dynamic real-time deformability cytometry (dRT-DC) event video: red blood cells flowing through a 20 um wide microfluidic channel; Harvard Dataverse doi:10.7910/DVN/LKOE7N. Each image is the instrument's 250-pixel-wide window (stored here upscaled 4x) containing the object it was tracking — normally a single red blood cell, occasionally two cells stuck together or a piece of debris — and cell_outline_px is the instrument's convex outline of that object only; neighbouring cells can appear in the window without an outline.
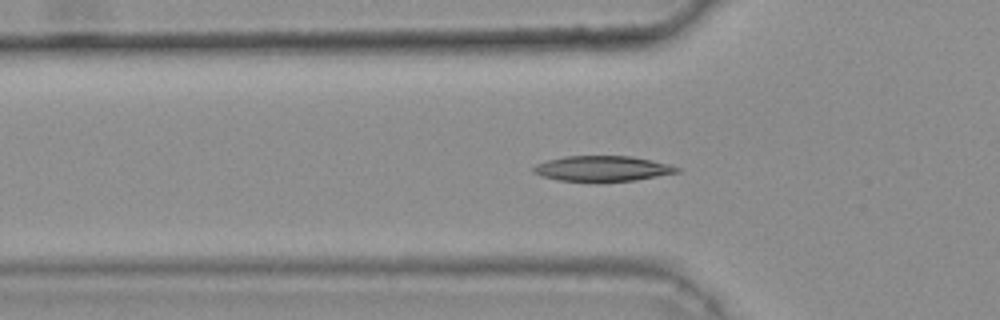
{"species": "common noctule bat (a hibernating species)", "species_latin": "Nyctalus noctula", "temperature_condition": "warm", "stored_images_in_passage": 46, "camera_frame_rate_fps": 3000, "um_per_image_px": 0.085, "animal": {"sex": "female", "body_mass_g": 25.1}, "frame": {"image": 1, "passage_image": 18, "time_ms": 5.667, "image_size_px": [1000, 320], "cell_outline_px": [[680, 172], [636, 180], [600, 184], [596, 184], [560, 180], [540, 176], [532, 172], [532, 168], [536, 164], [548, 160], [564, 156], [632, 156], [652, 160], [668, 164], [680, 168]], "centroid_in_image_um": [51.18, 14.36], "position_along_channel_um": 74.6, "area_um2": 22.02}}
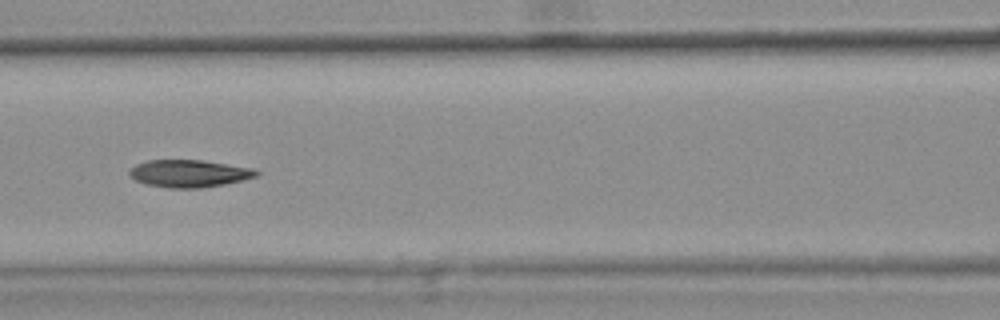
{"frame": {"image": 2, "passage_image": 24, "time_ms": 7.667, "image_size_px": [1000, 320], "cell_outline_px": [[260, 172], [256, 176], [224, 184], [200, 188], [168, 188], [148, 184], [136, 180], [128, 176], [128, 172], [136, 164], [148, 160], [200, 160], [252, 168]], "centroid_in_image_um": [16.03, 14.74], "position_along_channel_um": 150.6, "area_um2": 20.0}}
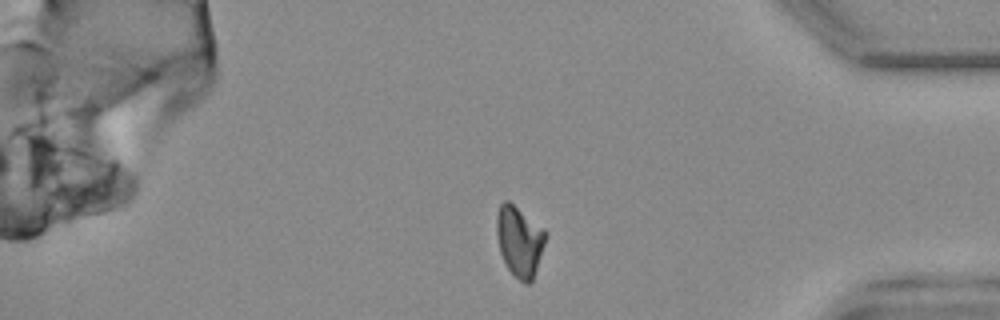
{"frame": {"image": 3, "passage_image": 45, "time_ms": 14.667, "image_size_px": [1000, 320], "cell_outline_px": [[548, 232], [532, 280], [528, 284], [524, 284], [508, 268], [500, 252], [496, 232], [496, 216], [500, 204], [504, 200], [508, 200], [544, 228]], "centroid_in_image_um": [44.15, 20.46], "position_along_channel_um": 391.1, "area_um2": 19.88}, "authors_computed_cell_mechanics": {"area_um2": 20.5768, "velocity_mm_per_s": 3.7782, "shape_relaxation_time_tau1_ms": null, "shape_relaxation_time_tau2_ms": 3.2703, "deformation_change_tau1": null, "deformation_change_tau2": 0.094}}